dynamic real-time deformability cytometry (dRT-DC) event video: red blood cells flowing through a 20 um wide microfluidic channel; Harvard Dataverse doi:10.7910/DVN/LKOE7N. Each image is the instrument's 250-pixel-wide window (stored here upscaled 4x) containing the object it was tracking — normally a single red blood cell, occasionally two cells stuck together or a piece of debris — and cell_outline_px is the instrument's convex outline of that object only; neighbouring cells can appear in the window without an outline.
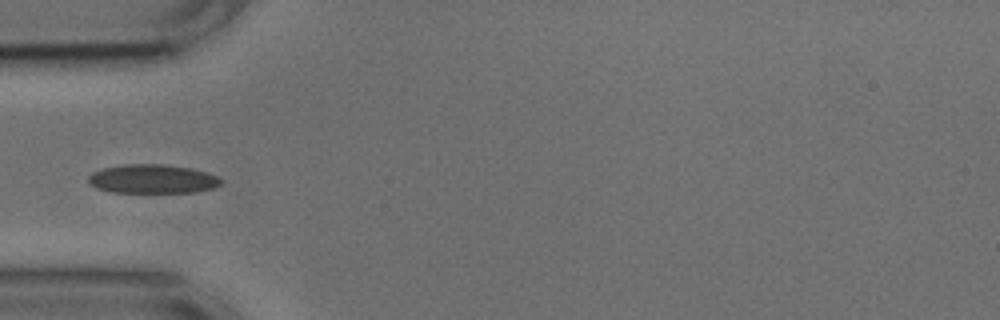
{"species": "common noctule bat (a hibernating species)", "species_latin": "Nyctalus noctula", "temperature_condition": "cold", "stored_images_in_passage": 31, "camera_frame_rate_fps": 3000, "um_per_image_px": 0.085, "animal": {"sex": "male", "body_mass_g": 17.9, "forearm_length_mm": 54.2}, "frame": {"image": 1, "passage_image": 1, "time_ms": 0.0, "image_size_px": [1000, 320], "cell_outline_px": [[224, 180], [220, 184], [212, 188], [196, 192], [112, 192], [96, 188], [88, 180], [88, 176], [92, 172], [104, 168], [124, 164], [164, 164], [192, 168], [208, 172]], "centroid_in_image_um": [12.98, 15.2], "position_along_channel_um": 72.0, "area_um2": 22.37}}